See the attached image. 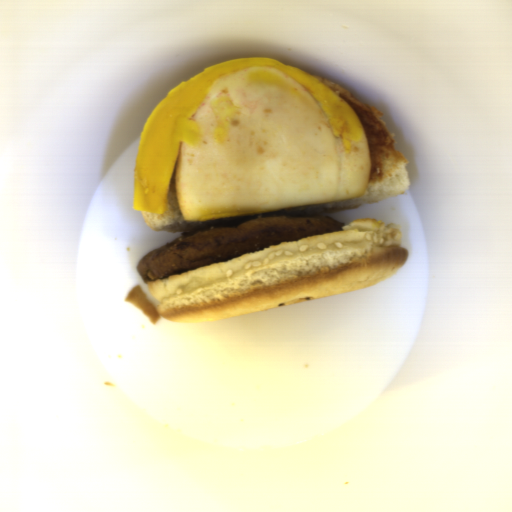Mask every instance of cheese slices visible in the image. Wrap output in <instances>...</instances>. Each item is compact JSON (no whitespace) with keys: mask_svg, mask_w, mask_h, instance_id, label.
Here are the masks:
<instances>
[{"mask_svg":"<svg viewBox=\"0 0 512 512\" xmlns=\"http://www.w3.org/2000/svg\"><path fill=\"white\" fill-rule=\"evenodd\" d=\"M263 65L288 72L316 98L329 116L330 131L342 139L345 151H351L352 142L368 140L363 124L341 95L304 70L262 55L215 64L170 89L149 114L140 133L135 161L133 210L167 214L181 144L196 147L201 142L199 122L191 117L224 75Z\"/></svg>","mask_w":512,"mask_h":512,"instance_id":"e24e687f","label":"cheese slices"}]
</instances>
